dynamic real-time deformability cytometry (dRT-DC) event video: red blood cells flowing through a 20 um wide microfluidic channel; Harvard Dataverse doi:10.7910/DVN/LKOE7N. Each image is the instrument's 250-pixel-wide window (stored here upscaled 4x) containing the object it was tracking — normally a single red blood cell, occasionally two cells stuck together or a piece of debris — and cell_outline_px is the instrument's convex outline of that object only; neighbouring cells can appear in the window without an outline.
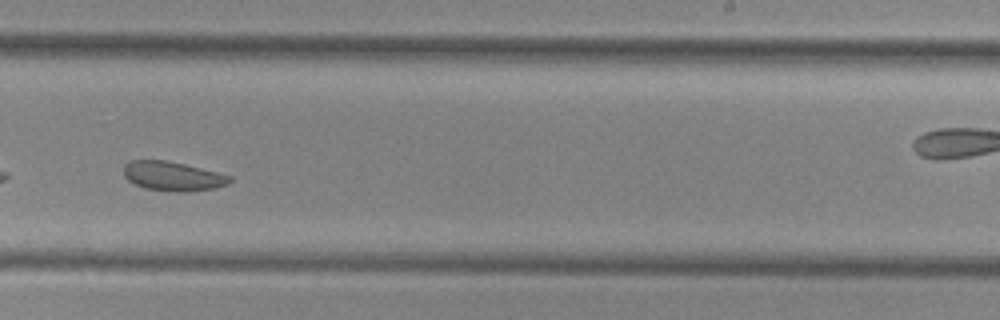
{"species": "common noctule bat (a hibernating species)", "species_latin": "Nyctalus noctula", "temperature_condition": "cold", "stored_images_in_passage": 42, "camera_frame_rate_fps": 3000, "um_per_image_px": 0.085, "animal": {"sex": "female", "body_mass_g": 29.2, "forearm_length_mm": 56.3}, "frame": {"image": 1, "passage_image": 24, "time_ms": 7.667, "image_size_px": [1000, 320], "cell_outline_px": [[232, 180], [228, 184], [216, 188], [188, 192], [176, 192], [144, 188], [128, 180], [124, 176], [124, 164], [132, 160], [164, 160], [184, 164], [232, 176]], "centroid_in_image_um": [14.7, 14.98], "position_along_channel_um": 274.3, "area_um2": 18.09}}